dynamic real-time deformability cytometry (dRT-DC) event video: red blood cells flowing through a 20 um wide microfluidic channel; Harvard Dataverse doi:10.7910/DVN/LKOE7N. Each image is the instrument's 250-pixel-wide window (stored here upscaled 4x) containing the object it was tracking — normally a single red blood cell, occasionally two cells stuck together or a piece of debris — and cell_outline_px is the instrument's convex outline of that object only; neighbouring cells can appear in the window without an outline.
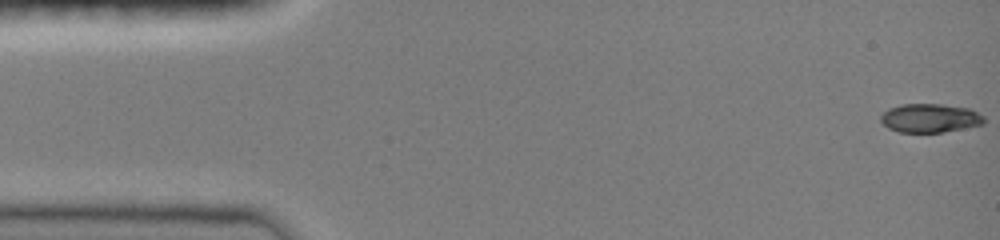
{"species": "common noctule bat (a hibernating species)", "species_latin": "Nyctalus noctula", "temperature_condition": "room temperature", "stored_images_in_passage": 11, "camera_frame_rate_fps": 3000, "um_per_image_px": 0.085, "animal": {"sex": "female", "body_mass_g": 19.0, "forearm_length_mm": 51.5}, "frame": {"image": 1, "passage_image": 1, "time_ms": 0.0, "image_size_px": [1000, 240], "cell_outline_px": [[984, 124], [944, 132], [900, 132], [888, 128], [880, 120], [880, 116], [888, 108], [900, 104], [940, 104], [968, 108], [984, 116]], "centroid_in_image_um": [79.03, 10.03], "position_along_channel_um": 6.0, "area_um2": 17.28}}
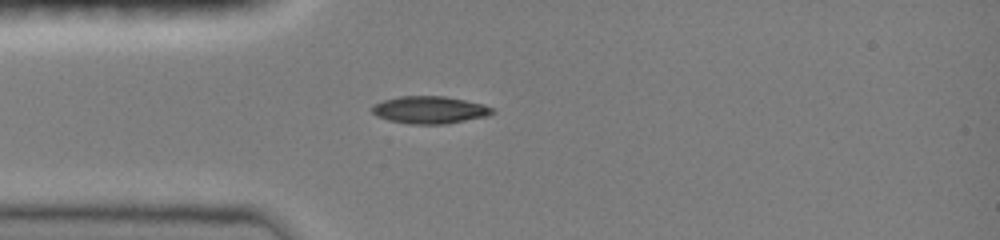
{"frame": {"image": 2, "passage_image": 10, "time_ms": 4.0, "image_size_px": [1000, 240], "cell_outline_px": [[496, 112], [488, 116], [444, 124], [408, 124], [388, 120], [376, 116], [372, 112], [372, 104], [384, 100], [400, 96], [444, 96], [484, 104], [492, 108]], "centroid_in_image_um": [36.51, 9.34], "position_along_channel_um": 48.5, "area_um2": 19.25}}